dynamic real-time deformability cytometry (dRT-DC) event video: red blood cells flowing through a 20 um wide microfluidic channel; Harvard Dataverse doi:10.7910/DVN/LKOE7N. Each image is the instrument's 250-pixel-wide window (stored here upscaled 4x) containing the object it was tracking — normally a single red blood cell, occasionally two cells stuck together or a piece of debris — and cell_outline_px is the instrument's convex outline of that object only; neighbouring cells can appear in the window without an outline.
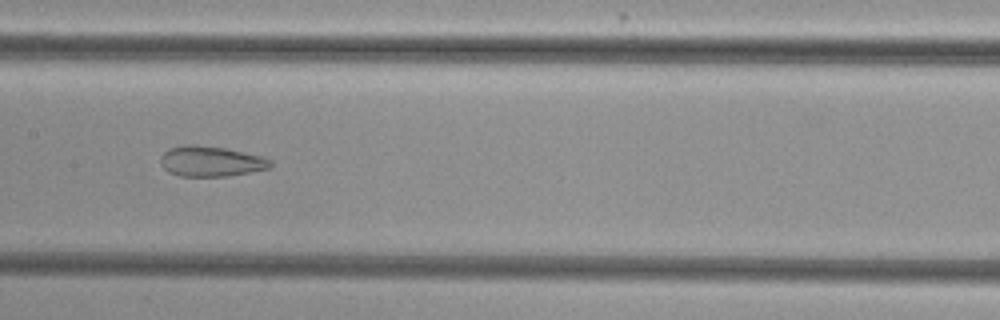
{"species": "common noctule bat (a hibernating species)", "species_latin": "Nyctalus noctula", "temperature_condition": "cold", "stored_images_in_passage": 40, "camera_frame_rate_fps": 3000, "um_per_image_px": 0.085, "animal": {"sex": "female", "body_mass_g": 29.2, "forearm_length_mm": 56.3}, "frame": {"image": 1, "passage_image": 14, "time_ms": 4.333, "image_size_px": [1000, 320], "cell_outline_px": [[272, 168], [228, 176], [180, 176], [168, 172], [164, 168], [160, 160], [160, 156], [168, 148], [184, 144], [196, 144], [228, 148], [260, 156], [272, 160]], "centroid_in_image_um": [17.92, 13.7], "position_along_channel_um": 189.5, "area_um2": 19.71}}
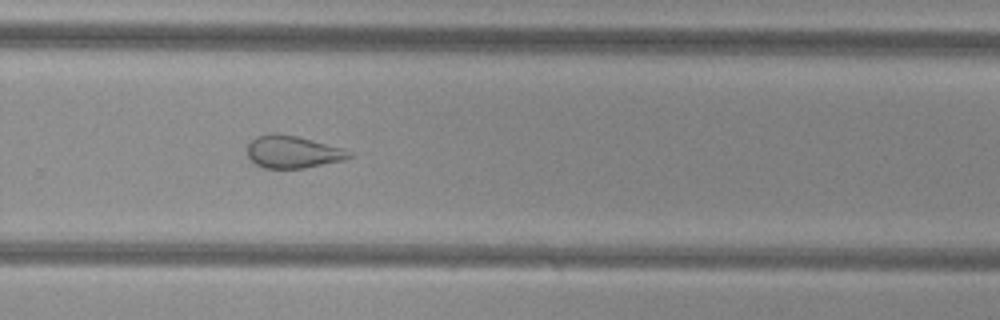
{"frame": {"image": 2, "passage_image": 23, "time_ms": 7.333, "image_size_px": [1000, 320], "cell_outline_px": [[352, 156], [344, 160], [304, 168], [264, 168], [256, 164], [248, 156], [248, 144], [256, 136], [272, 132], [276, 132], [296, 136], [344, 148], [352, 152]], "centroid_in_image_um": [24.89, 12.9], "position_along_channel_um": 304.9, "area_um2": 19.25}}
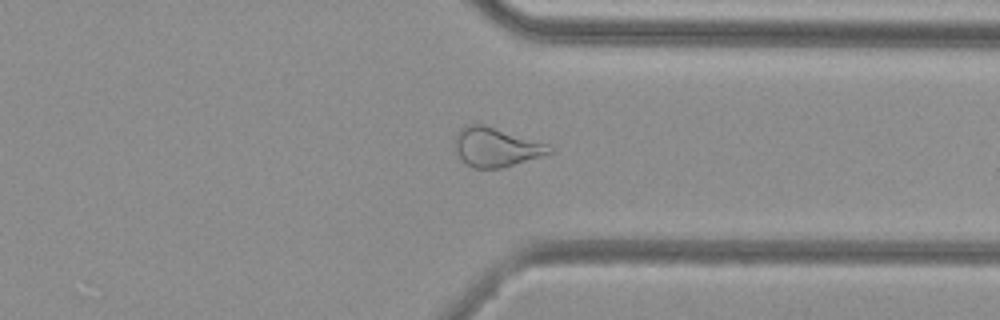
{"frame": {"image": 3, "passage_image": 28, "time_ms": 9.0, "image_size_px": [1000, 320], "cell_outline_px": [[556, 148], [552, 152], [504, 168], [476, 168], [468, 164], [460, 156], [456, 148], [456, 136], [460, 128], [464, 124], [484, 124], [548, 144]], "centroid_in_image_um": [42.2, 12.49], "position_along_channel_um": 369.2, "area_um2": 21.27}, "authors_computed_cell_mechanics": {"area_um2": 21.9929, "velocity_mm_per_s": 3.866, "shape_relaxation_time_tau1_ms": null, "shape_relaxation_time_tau2_ms": 1.6163, "deformation_change_tau1": null, "deformation_change_tau2": 0.0948}}